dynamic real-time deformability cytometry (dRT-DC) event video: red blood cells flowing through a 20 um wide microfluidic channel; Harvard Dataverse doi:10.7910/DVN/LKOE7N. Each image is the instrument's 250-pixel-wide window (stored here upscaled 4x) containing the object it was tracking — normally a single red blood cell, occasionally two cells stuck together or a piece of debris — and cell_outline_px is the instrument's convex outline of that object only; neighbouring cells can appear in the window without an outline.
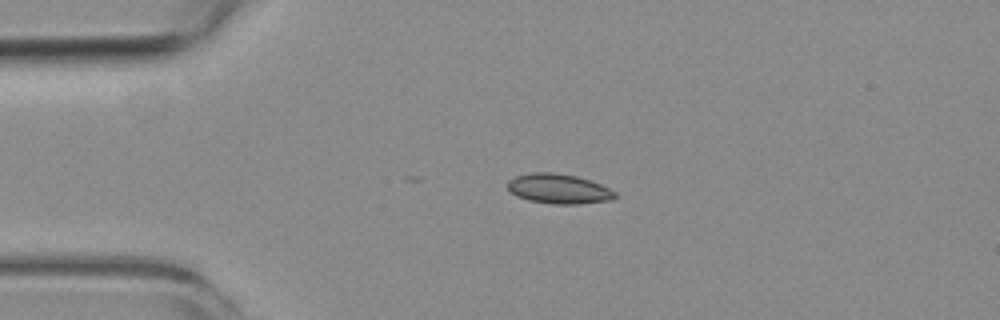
{"species": "common noctule bat (a hibernating species)", "species_latin": "Nyctalus noctula", "temperature_condition": "room temperature", "stored_images_in_passage": 2, "camera_frame_rate_fps": 3000, "um_per_image_px": 0.085, "animal": {"sex": "female", "body_mass_g": 19.3, "forearm_length_mm": 54.1}, "frame": {"image": 1, "passage_image": 1, "time_ms": 0.0, "image_size_px": [1000, 320], "cell_outline_px": [[616, 196], [612, 200], [576, 204], [552, 204], [528, 200], [516, 196], [508, 188], [508, 180], [516, 176], [532, 172], [552, 172], [576, 176], [600, 184], [616, 192]], "centroid_in_image_um": [47.48, 16.05], "position_along_channel_um": 37.5, "area_um2": 18.55}}